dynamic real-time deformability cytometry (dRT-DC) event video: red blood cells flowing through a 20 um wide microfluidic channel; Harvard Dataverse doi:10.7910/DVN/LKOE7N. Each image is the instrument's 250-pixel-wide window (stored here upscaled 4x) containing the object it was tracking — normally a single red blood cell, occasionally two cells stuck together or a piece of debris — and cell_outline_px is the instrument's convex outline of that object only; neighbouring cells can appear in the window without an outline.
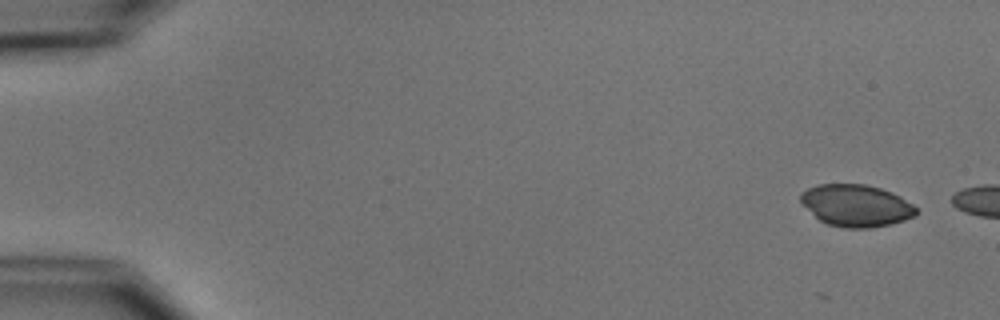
{"species": "common noctule bat (a hibernating species)", "species_latin": "Nyctalus noctula", "temperature_condition": "cold", "stored_images_in_passage": 2, "camera_frame_rate_fps": 3000, "um_per_image_px": 0.085, "animal": {"sex": "male", "body_mass_g": 15.6}, "frame": {"image": 1, "passage_image": 1, "time_ms": 0.0, "image_size_px": [1000, 320], "cell_outline_px": [[916, 216], [904, 220], [872, 228], [844, 228], [828, 224], [820, 220], [800, 200], [800, 192], [816, 184], [864, 184], [880, 188], [892, 192], [900, 196], [912, 204], [916, 208]], "centroid_in_image_um": [72.78, 17.46], "position_along_channel_um": 12.2, "area_um2": 28.09}}